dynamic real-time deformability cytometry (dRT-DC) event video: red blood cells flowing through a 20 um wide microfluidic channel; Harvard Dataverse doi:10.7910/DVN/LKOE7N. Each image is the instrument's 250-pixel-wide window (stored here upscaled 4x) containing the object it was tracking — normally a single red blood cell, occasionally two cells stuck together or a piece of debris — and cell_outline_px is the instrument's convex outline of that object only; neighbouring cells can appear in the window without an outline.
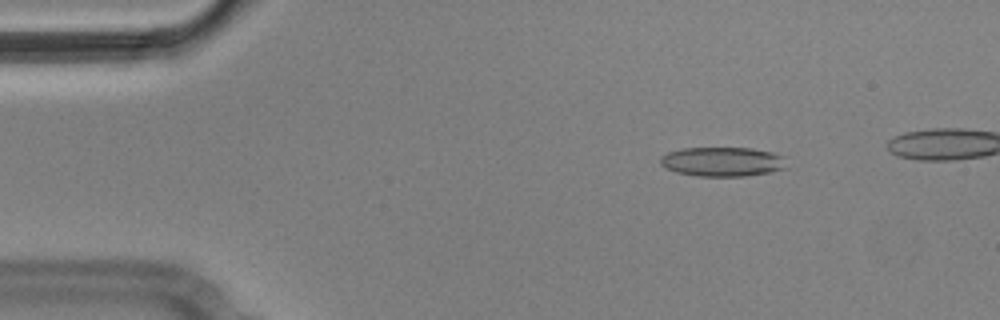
{"species": "Egyptian fruit bat (a non-hibernating species)", "species_latin": "Rousettus aegyptiacus", "temperature_condition": "cold", "stored_images_in_passage": 50, "camera_frame_rate_fps": 3000, "um_per_image_px": 0.085, "animal": {"sex": "male"}, "frame": {"image": 1, "passage_image": 8, "time_ms": 2.333, "image_size_px": [1000, 320], "cell_outline_px": [[788, 168], [768, 172], [744, 176], [696, 176], [676, 172], [664, 168], [660, 164], [660, 156], [668, 152], [684, 148], [752, 148], [772, 152], [784, 156]], "centroid_in_image_um": [61.4, 13.74], "position_along_channel_um": 23.6, "area_um2": 21.79}}
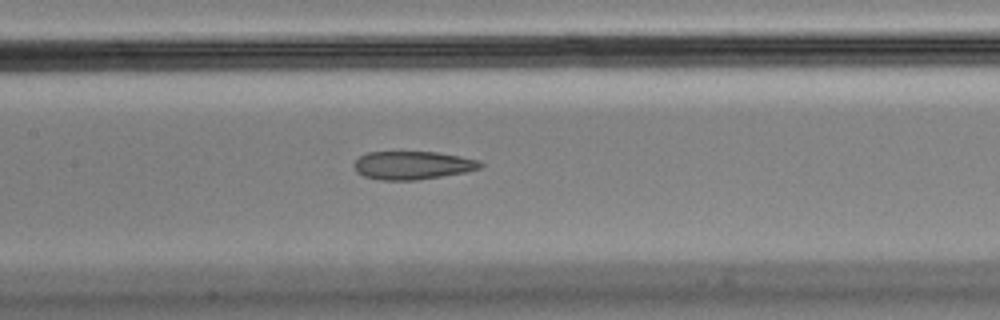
{"frame": {"image": 2, "passage_image": 26, "time_ms": 8.333, "image_size_px": [1000, 320], "cell_outline_px": [[484, 164], [480, 168], [464, 172], [416, 180], [380, 180], [364, 176], [356, 172], [352, 164], [360, 156], [368, 152], [436, 152], [460, 156], [480, 160]], "centroid_in_image_um": [35.05, 14.04], "position_along_channel_um": 172.4, "area_um2": 20.75}}
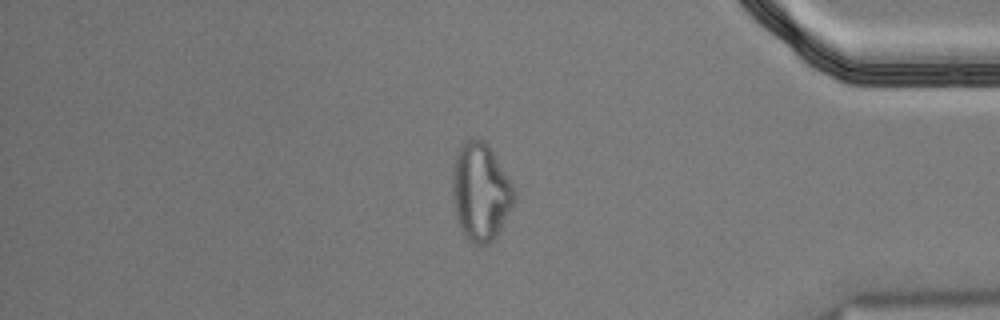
{"frame": {"image": 3, "passage_image": 47, "time_ms": 15.333, "image_size_px": [1000, 320], "cell_outline_px": [[516, 200], [496, 236], [488, 244], [472, 244], [464, 236], [460, 228], [456, 216], [452, 200], [452, 168], [456, 152], [460, 144], [464, 140], [472, 136], [484, 140], [492, 148], [516, 188]], "centroid_in_image_um": [40.85, 16.25], "position_along_channel_um": 394.4, "area_um2": 36.18}}